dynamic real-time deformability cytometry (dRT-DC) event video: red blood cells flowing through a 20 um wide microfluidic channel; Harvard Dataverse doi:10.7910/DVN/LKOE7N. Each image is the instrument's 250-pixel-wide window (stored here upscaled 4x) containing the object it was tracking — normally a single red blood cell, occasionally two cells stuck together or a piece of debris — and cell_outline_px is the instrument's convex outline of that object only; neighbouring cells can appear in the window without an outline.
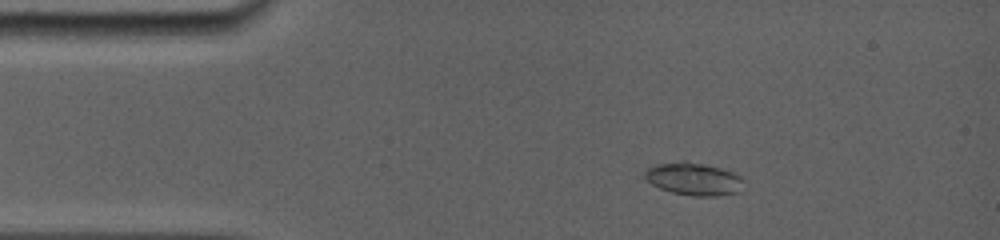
{"species": "common noctule bat (a hibernating species)", "species_latin": "Nyctalus noctula", "temperature_condition": "room temperature", "stored_images_in_passage": 51, "camera_frame_rate_fps": 5000, "um_per_image_px": 0.085, "animal": {"sex": "female", "body_mass_g": 19.0, "forearm_length_mm": 56.7}, "frame": {"image": 1, "passage_image": 4, "time_ms": 0.4, "image_size_px": [1000, 240], "cell_outline_px": [[744, 180], [740, 192], [716, 196], [692, 196], [672, 192], [660, 188], [652, 184], [644, 176], [644, 172], [648, 168], [656, 164], [680, 160], [684, 160], [704, 164], [720, 168], [732, 172], [740, 176]], "centroid_in_image_um": [58.97, 15.2], "position_along_channel_um": 26.0, "area_um2": 18.9}}
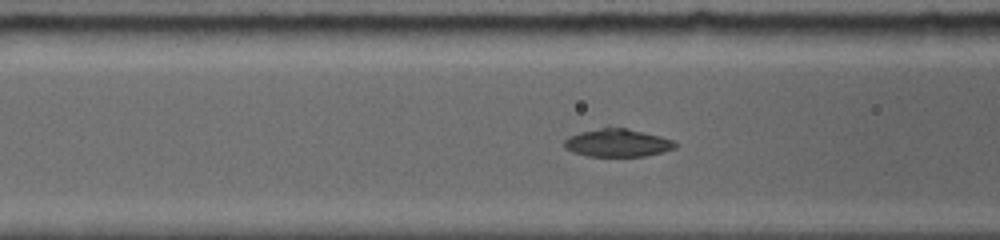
{"frame": {"image": 2, "passage_image": 35, "time_ms": 4.0, "image_size_px": [1000, 240], "cell_outline_px": [[676, 148], [664, 152], [644, 156], [588, 156], [572, 152], [564, 148], [564, 140], [568, 136], [580, 132], [608, 124], [628, 128], [660, 136], [672, 140], [676, 144]], "centroid_in_image_um": [52.44, 12.11], "position_along_channel_um": 114.2, "area_um2": 18.55}}
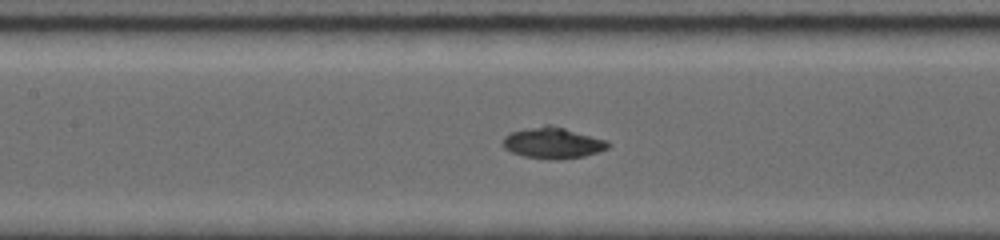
{"frame": {"image": 3, "passage_image": 45, "time_ms": 5.2, "image_size_px": [1000, 240], "cell_outline_px": [[612, 144], [608, 148], [584, 156], [560, 160], [556, 160], [524, 156], [512, 152], [504, 148], [500, 144], [504, 136], [512, 132], [544, 124], [548, 124], [564, 128], [608, 140]], "centroid_in_image_um": [46.99, 12.15], "position_along_channel_um": 160.4, "area_um2": 19.13}}